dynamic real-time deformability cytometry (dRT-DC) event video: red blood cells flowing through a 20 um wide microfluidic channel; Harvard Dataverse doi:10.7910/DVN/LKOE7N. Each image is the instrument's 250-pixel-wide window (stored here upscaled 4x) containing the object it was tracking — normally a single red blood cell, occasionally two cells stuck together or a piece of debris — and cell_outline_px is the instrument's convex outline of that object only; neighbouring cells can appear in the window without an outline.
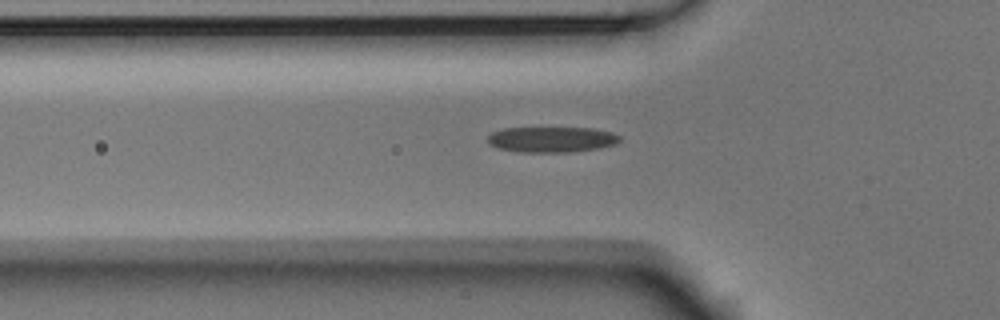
{"species": "Egyptian fruit bat (a non-hibernating species)", "species_latin": "Rousettus aegyptiacus", "temperature_condition": "room temperature", "stored_images_in_passage": 33, "camera_frame_rate_fps": 3000, "um_per_image_px": 0.085, "animal": {"sex": "male"}, "frame": {"image": 1, "passage_image": 2, "time_ms": 0.333, "image_size_px": [1000, 320], "cell_outline_px": [[620, 140], [616, 144], [596, 148], [572, 152], [520, 152], [496, 148], [488, 144], [488, 136], [492, 132], [504, 128], [592, 128], [612, 132], [620, 136]], "centroid_in_image_um": [46.86, 11.85], "position_along_channel_um": 78.9, "area_um2": 19.71}}
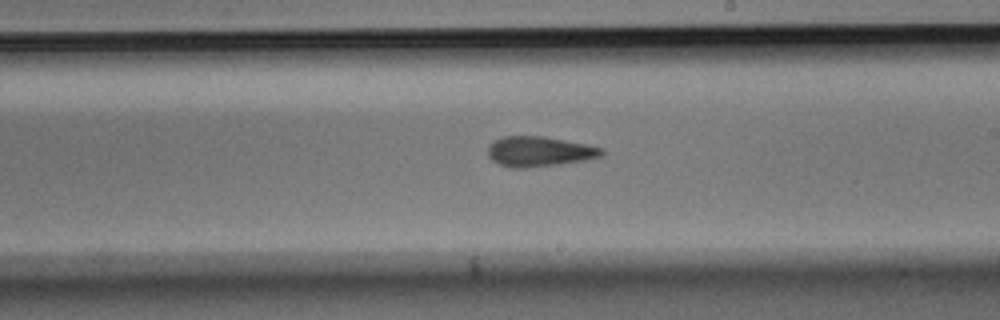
{"frame": {"image": 2, "passage_image": 15, "time_ms": 4.667, "image_size_px": [1000, 320], "cell_outline_px": [[604, 152], [600, 156], [584, 160], [560, 164], [524, 168], [508, 168], [492, 160], [488, 156], [488, 144], [504, 136], [544, 136], [604, 148]], "centroid_in_image_um": [45.8, 12.88], "position_along_channel_um": 243.2, "area_um2": 19.88}}
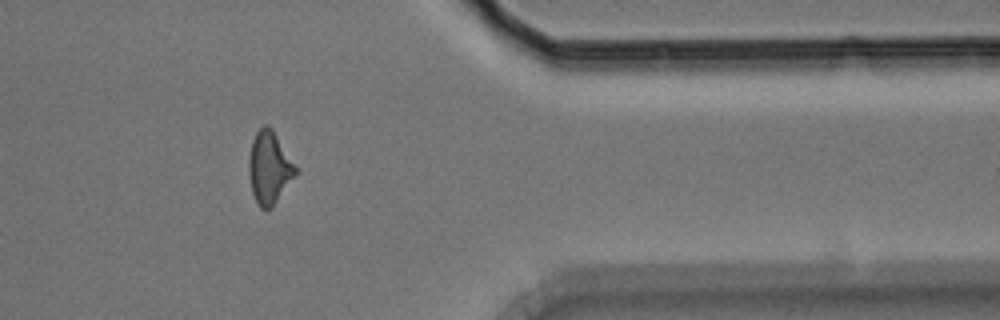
{"frame": {"image": 3, "passage_image": 28, "time_ms": 9.0, "image_size_px": [1000, 320], "cell_outline_px": [[296, 172], [272, 208], [260, 208], [256, 204], [252, 192], [248, 172], [248, 160], [252, 140], [256, 132], [264, 124], [268, 124], [272, 128], [296, 168]], "centroid_in_image_um": [22.84, 14.24], "position_along_channel_um": 388.6, "area_um2": 19.36}}